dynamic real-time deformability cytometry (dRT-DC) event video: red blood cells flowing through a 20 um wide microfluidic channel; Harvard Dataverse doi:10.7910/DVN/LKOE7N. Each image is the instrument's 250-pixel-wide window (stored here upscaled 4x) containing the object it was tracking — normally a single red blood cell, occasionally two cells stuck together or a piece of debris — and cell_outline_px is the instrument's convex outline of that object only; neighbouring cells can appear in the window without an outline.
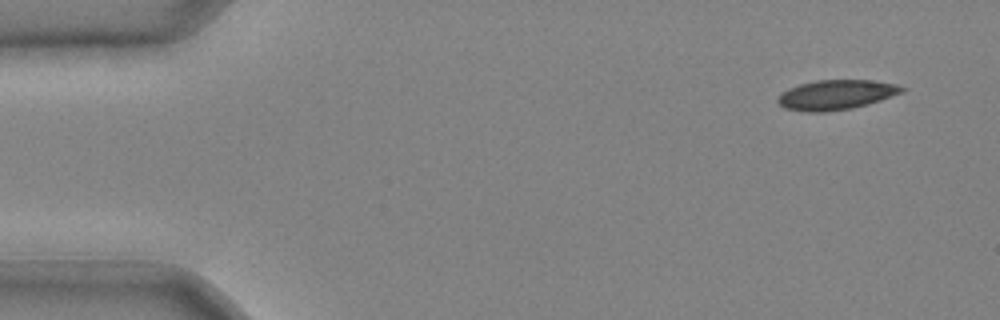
{"species": "common noctule bat (a hibernating species)", "species_latin": "Nyctalus noctula", "temperature_condition": "cold", "stored_images_in_passage": 9, "camera_frame_rate_fps": 3000, "um_per_image_px": 0.085, "animal": {"sex": "male", "body_mass_g": 20.4}, "frame": {"image": 1, "passage_image": 1, "time_ms": 0.0, "image_size_px": [1000, 320], "cell_outline_px": [[908, 88], [904, 92], [868, 104], [852, 108], [824, 112], [804, 112], [784, 108], [776, 100], [788, 88], [800, 84], [816, 80], [872, 80], [896, 84]], "centroid_in_image_um": [71.1, 8.06], "position_along_channel_um": 13.9, "area_um2": 21.56}}